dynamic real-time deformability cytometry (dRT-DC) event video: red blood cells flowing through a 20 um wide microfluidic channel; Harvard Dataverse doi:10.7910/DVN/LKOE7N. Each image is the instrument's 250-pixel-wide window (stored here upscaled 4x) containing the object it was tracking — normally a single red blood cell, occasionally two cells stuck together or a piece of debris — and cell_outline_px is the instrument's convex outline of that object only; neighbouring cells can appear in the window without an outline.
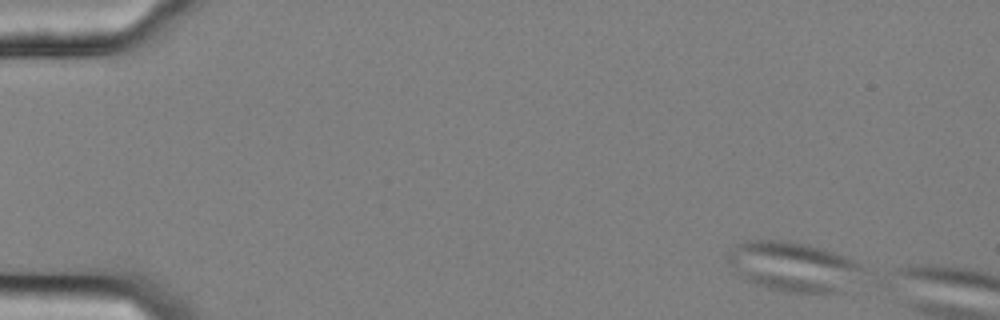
{"species": "common noctule bat (a hibernating species)", "species_latin": "Nyctalus noctula", "temperature_condition": "cold", "stored_images_in_passage": 5, "camera_frame_rate_fps": 3000, "um_per_image_px": 0.085, "animal": {"sex": "female", "body_mass_g": 25.1}, "frame": {"image": 1, "passage_image": 2, "time_ms": 0.333, "image_size_px": [1000, 320], "cell_outline_px": [[868, 268], [844, 292], [788, 292], [768, 288], [756, 284], [748, 280], [728, 260], [728, 252], [736, 244], [748, 240], [788, 240], [820, 248], [844, 256]], "centroid_in_image_um": [67.5, 22.65], "position_along_channel_um": 17.5, "area_um2": 38.49}}